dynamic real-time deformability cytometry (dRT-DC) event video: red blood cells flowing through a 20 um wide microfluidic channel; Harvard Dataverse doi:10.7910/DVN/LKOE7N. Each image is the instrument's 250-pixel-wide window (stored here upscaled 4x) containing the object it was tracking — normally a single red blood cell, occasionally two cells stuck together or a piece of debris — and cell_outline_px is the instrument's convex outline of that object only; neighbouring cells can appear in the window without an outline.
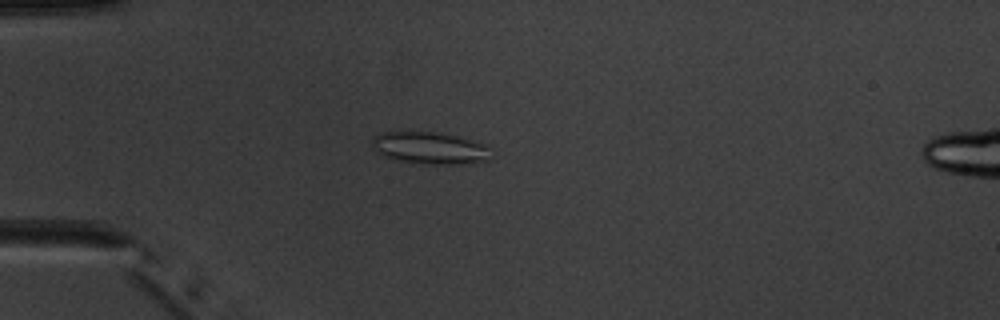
{"species": "common noctule bat (a hibernating species)", "species_latin": "Nyctalus noctula", "temperature_condition": "warm", "stored_images_in_passage": 5, "camera_frame_rate_fps": 3000, "um_per_image_px": 0.085, "animal": {"sex": "male", "body_mass_g": 20.1, "forearm_length_mm": 53.5}, "frame": {"image": 1, "passage_image": 4, "time_ms": 3.667, "image_size_px": [1000, 320], "cell_outline_px": [[492, 160], [460, 164], [432, 164], [400, 160], [384, 156], [376, 152], [372, 148], [372, 136], [384, 132], [400, 128], [440, 132], [488, 144]], "centroid_in_image_um": [36.51, 12.52], "position_along_channel_um": 48.5, "area_um2": 23.12}}